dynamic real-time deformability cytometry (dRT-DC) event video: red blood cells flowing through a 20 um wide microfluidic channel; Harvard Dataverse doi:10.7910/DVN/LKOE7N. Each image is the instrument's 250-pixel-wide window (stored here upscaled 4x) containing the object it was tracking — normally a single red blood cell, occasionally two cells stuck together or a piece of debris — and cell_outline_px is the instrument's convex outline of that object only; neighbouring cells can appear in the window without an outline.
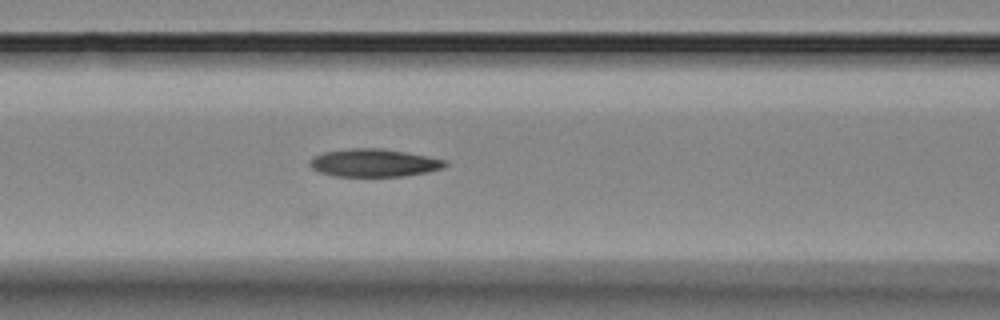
{"species": "Egyptian fruit bat (a non-hibernating species)", "species_latin": "Rousettus aegyptiacus", "temperature_condition": "room temperature", "stored_images_in_passage": 22, "camera_frame_rate_fps": 3000, "um_per_image_px": 0.085, "animal": {"sex": "female"}, "frame": {"image": 1, "passage_image": 8, "time_ms": 2.333, "image_size_px": [1000, 320], "cell_outline_px": [[448, 164], [444, 168], [428, 172], [404, 176], [336, 176], [320, 172], [312, 168], [308, 164], [308, 160], [312, 156], [324, 152], [352, 148], [384, 148], [428, 156], [448, 160]], "centroid_in_image_um": [31.81, 13.83], "position_along_channel_um": 134.8, "area_um2": 22.2}}
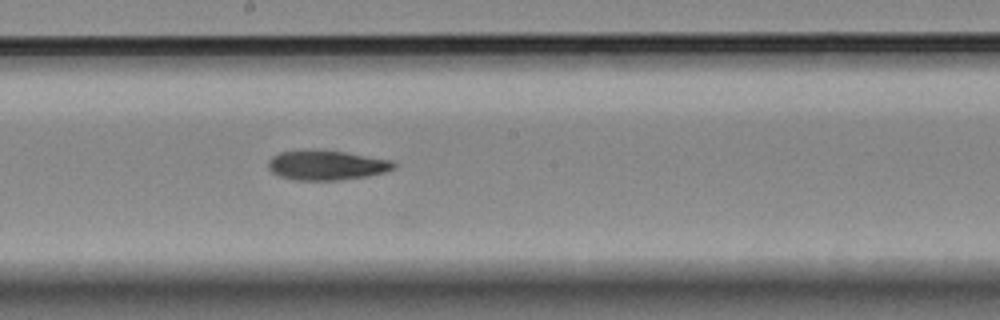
{"frame": {"image": 2, "passage_image": 14, "time_ms": 4.333, "image_size_px": [1000, 320], "cell_outline_px": [[396, 168], [384, 172], [364, 176], [336, 180], [296, 180], [280, 176], [272, 172], [268, 168], [268, 160], [272, 156], [280, 152], [308, 148], [316, 148], [344, 152], [392, 160], [396, 164]], "centroid_in_image_um": [27.71, 14.01], "position_along_channel_um": 220.5, "area_um2": 21.96}}
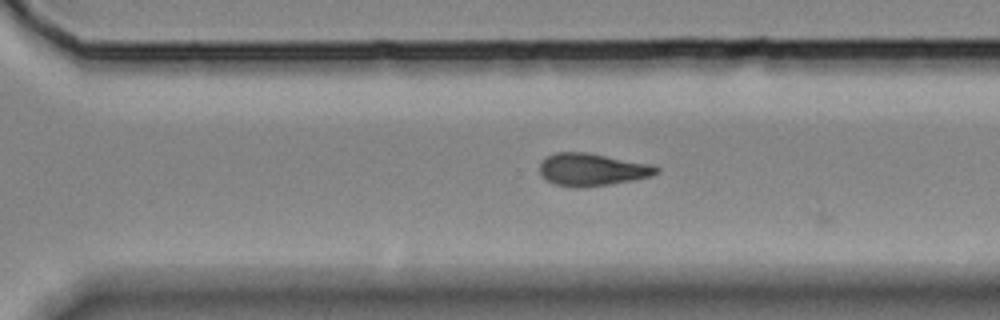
{"frame": {"image": 3, "passage_image": 21, "time_ms": 6.667, "image_size_px": [1000, 320], "cell_outline_px": [[660, 172], [652, 176], [632, 180], [608, 184], [580, 188], [576, 188], [556, 184], [540, 176], [540, 160], [556, 152], [588, 152], [656, 164], [660, 168]], "centroid_in_image_um": [50.38, 14.4], "position_along_channel_um": 320.2, "area_um2": 22.48}}